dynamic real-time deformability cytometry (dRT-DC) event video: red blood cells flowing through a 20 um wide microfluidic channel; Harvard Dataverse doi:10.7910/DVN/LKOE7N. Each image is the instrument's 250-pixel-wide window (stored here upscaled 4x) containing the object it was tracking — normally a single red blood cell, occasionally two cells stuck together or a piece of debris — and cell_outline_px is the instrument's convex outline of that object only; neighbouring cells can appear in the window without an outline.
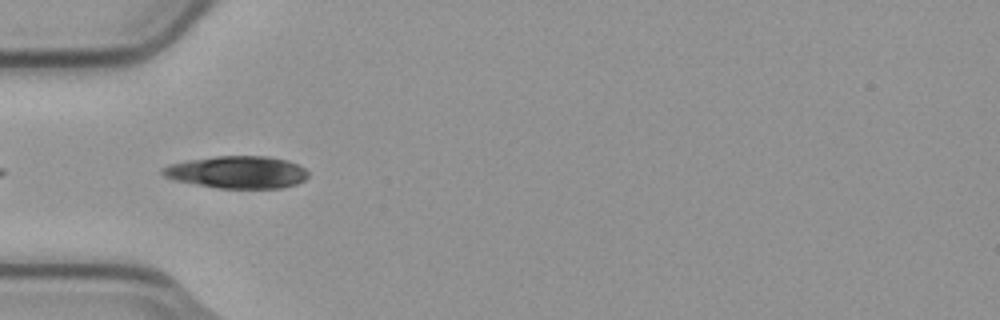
{"species": "common noctule bat (a hibernating species)", "species_latin": "Nyctalus noctula", "temperature_condition": "cold", "stored_images_in_passage": 5, "camera_frame_rate_fps": 3000, "um_per_image_px": 0.085, "animal": {"sex": "male", "body_mass_g": 23.1, "forearm_length_mm": 52.7}, "frame": {"image": 1, "passage_image": 2, "time_ms": 0.333, "image_size_px": [1000, 320], "cell_outline_px": [[308, 176], [304, 180], [296, 184], [280, 188], [216, 188], [176, 180], [164, 176], [160, 172], [160, 168], [172, 164], [188, 160], [216, 156], [268, 156], [288, 160], [304, 168], [308, 172]], "centroid_in_image_um": [20.17, 14.63], "position_along_channel_um": 64.8, "area_um2": 27.34}}